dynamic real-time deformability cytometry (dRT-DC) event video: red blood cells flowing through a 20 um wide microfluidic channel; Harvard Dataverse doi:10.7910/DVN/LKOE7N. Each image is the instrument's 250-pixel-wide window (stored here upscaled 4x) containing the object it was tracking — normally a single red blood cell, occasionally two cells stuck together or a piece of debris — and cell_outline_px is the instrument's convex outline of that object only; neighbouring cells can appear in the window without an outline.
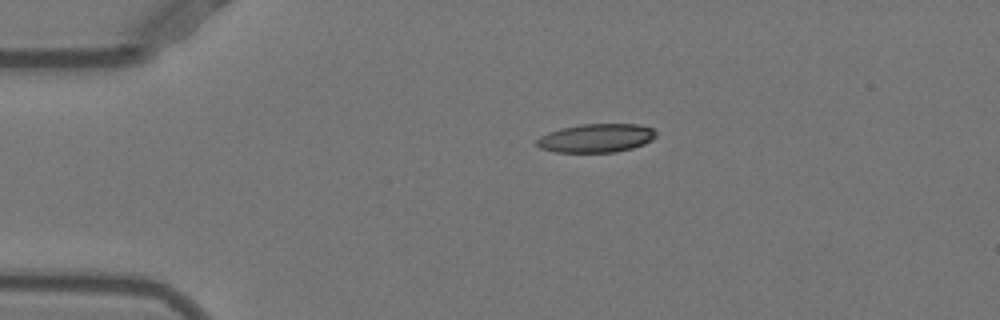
{"species": "Egyptian fruit bat (a non-hibernating species)", "species_latin": "Rousettus aegyptiacus", "temperature_condition": "warm", "stored_images_in_passage": 41, "camera_frame_rate_fps": 3000, "um_per_image_px": 0.085, "animal": {"sex": "female"}, "frame": {"image": 1, "passage_image": 1, "time_ms": 0.0, "image_size_px": [1000, 320], "cell_outline_px": [[656, 136], [652, 140], [644, 144], [632, 148], [616, 152], [556, 152], [540, 148], [536, 144], [536, 140], [540, 136], [548, 132], [560, 128], [580, 124], [636, 124], [652, 128], [656, 132]], "centroid_in_image_um": [50.67, 11.73], "position_along_channel_um": 34.3, "area_um2": 19.94}}
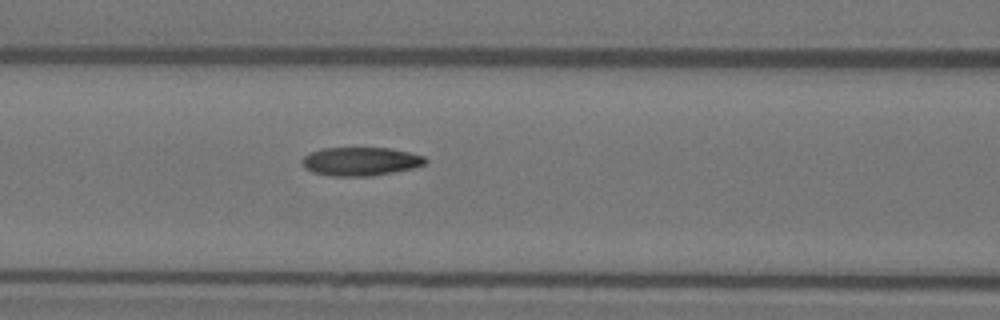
{"frame": {"image": 2, "passage_image": 12, "time_ms": 3.667, "image_size_px": [1000, 320], "cell_outline_px": [[428, 160], [424, 164], [412, 168], [372, 176], [332, 176], [312, 172], [304, 164], [304, 156], [308, 152], [320, 148], [392, 148], [424, 156]], "centroid_in_image_um": [30.66, 13.71], "position_along_channel_um": 135.9, "area_um2": 20.35}}
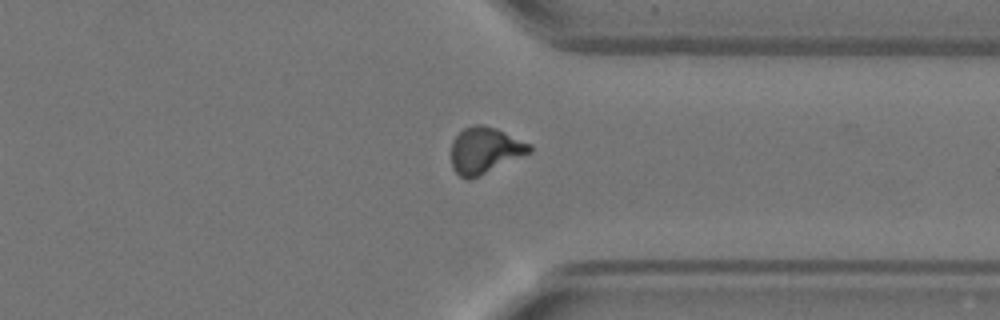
{"frame": {"image": 3, "passage_image": 30, "time_ms": 9.667, "image_size_px": [1000, 320], "cell_outline_px": [[532, 152], [468, 180], [460, 176], [452, 168], [452, 140], [464, 128], [476, 124], [484, 124], [496, 128], [532, 144]], "centroid_in_image_um": [41.22, 12.76], "position_along_channel_um": 370.2, "area_um2": 20.98}, "authors_computed_cell_mechanics": {"area_um2": 20.4034, "velocity_mm_per_s": 3.9295, "shape_relaxation_time_tau1_ms": 10.2411, "shape_relaxation_time_tau2_ms": 2.3287, "deformation_change_tau1": 0.2892, "deformation_change_tau2": 0.0698}}